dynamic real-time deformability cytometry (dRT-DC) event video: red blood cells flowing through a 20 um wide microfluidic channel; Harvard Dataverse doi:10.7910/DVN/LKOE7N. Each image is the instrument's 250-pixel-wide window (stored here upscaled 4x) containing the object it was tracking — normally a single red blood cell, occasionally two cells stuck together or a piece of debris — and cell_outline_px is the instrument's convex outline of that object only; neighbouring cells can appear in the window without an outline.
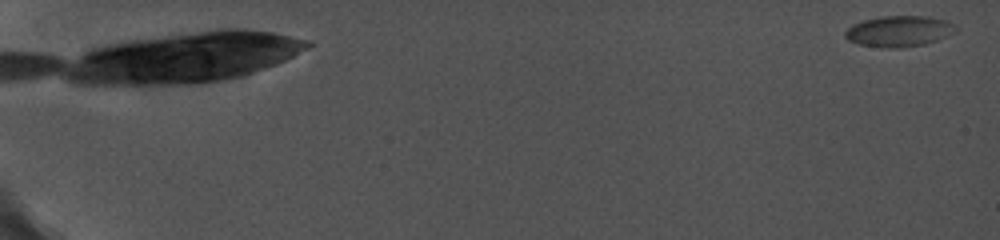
{"species": "common noctule bat (a hibernating species)", "species_latin": "Nyctalus noctula", "temperature_condition": "cold", "stored_images_in_passage": 46, "camera_frame_rate_fps": 5000, "um_per_image_px": 0.085, "animal": {"sex": "female", "body_mass_g": 19.0, "forearm_length_mm": 56.7}, "frame": {"image": 1, "passage_image": 2, "time_ms": 0.4, "image_size_px": [1000, 240], "cell_outline_px": [[956, 32], [936, 40], [924, 44], [900, 48], [880, 48], [860, 44], [848, 40], [844, 36], [844, 32], [852, 24], [864, 20], [880, 16], [928, 16], [944, 20], [952, 24], [956, 28]], "centroid_in_image_um": [76.37, 2.66], "position_along_channel_um": 8.6, "area_um2": 19.88}}
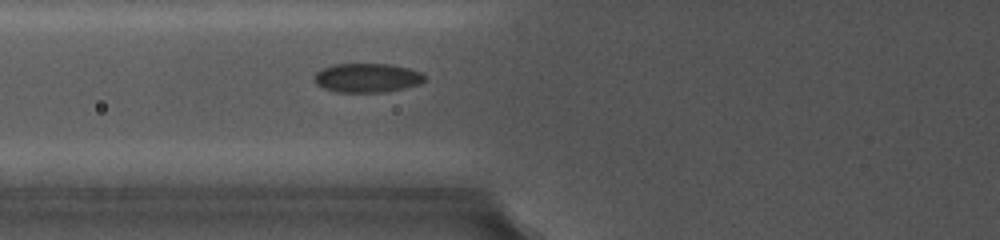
{"frame": {"image": 2, "passage_image": 20, "time_ms": 8.8, "image_size_px": [1000, 240], "cell_outline_px": [[424, 80], [420, 84], [404, 88], [384, 92], [336, 92], [324, 88], [316, 84], [312, 80], [312, 76], [320, 68], [332, 64], [388, 64], [408, 68], [420, 72], [424, 76]], "centroid_in_image_um": [31.13, 6.61], "position_along_channel_um": 94.7, "area_um2": 18.84}}
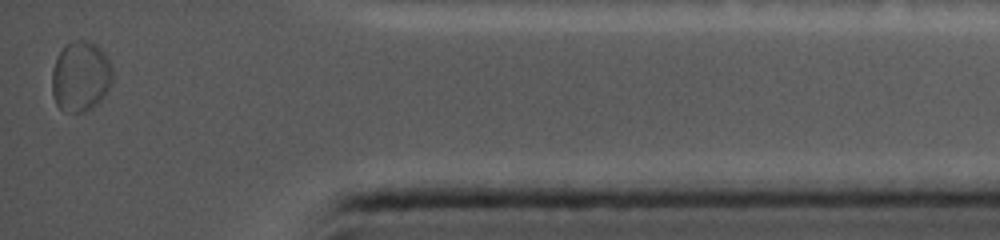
{"frame": {"image": 3, "passage_image": 46, "time_ms": 18.2, "image_size_px": [1000, 240], "cell_outline_px": [[112, 80], [104, 96], [92, 108], [84, 112], [64, 112], [56, 104], [52, 92], [52, 68], [56, 56], [64, 44], [72, 40], [84, 40], [96, 44], [104, 52], [112, 68]], "centroid_in_image_um": [6.82, 6.48], "position_along_channel_um": 428.4, "area_um2": 25.09}}